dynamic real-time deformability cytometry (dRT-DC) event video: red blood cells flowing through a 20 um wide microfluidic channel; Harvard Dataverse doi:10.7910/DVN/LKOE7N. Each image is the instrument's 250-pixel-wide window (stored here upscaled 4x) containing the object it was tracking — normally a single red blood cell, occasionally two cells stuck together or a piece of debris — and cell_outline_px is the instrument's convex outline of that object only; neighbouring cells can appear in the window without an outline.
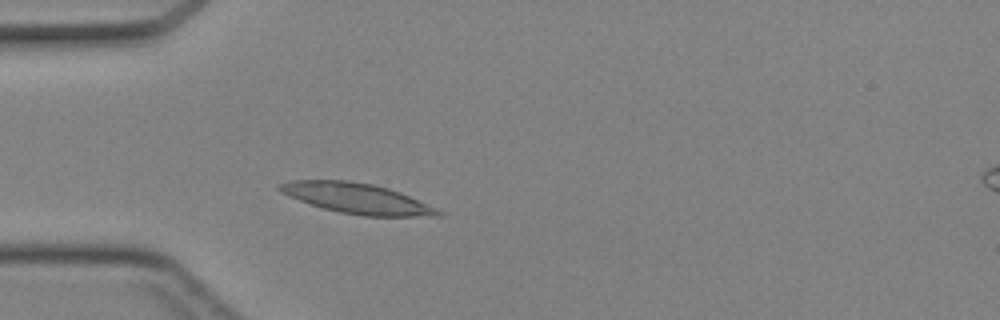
{"species": "Egyptian fruit bat (a non-hibernating species)", "species_latin": "Rousettus aegyptiacus", "temperature_condition": "cold", "stored_images_in_passage": 28, "camera_frame_rate_fps": 3000, "um_per_image_px": 0.085, "animal": {"sex": "female"}, "frame": {"image": 1, "passage_image": 1, "time_ms": 0.0, "image_size_px": [1000, 320], "cell_outline_px": [[444, 216], [364, 216], [340, 212], [324, 208], [300, 200], [280, 192], [276, 188], [276, 184], [292, 180], [348, 180], [372, 184], [388, 188], [400, 192], [444, 212]], "centroid_in_image_um": [30.32, 16.85], "position_along_channel_um": 54.7, "area_um2": 27.8}}
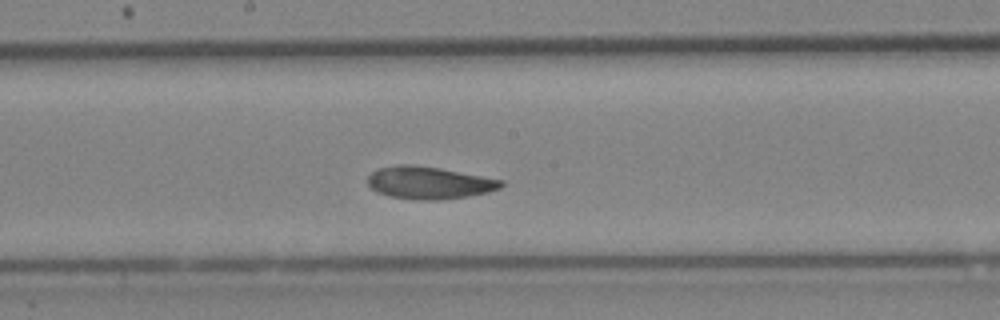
{"frame": {"image": 2, "passage_image": 12, "time_ms": 3.667, "image_size_px": [1000, 320], "cell_outline_px": [[504, 184], [500, 188], [488, 192], [468, 196], [440, 200], [420, 200], [388, 196], [376, 192], [368, 184], [368, 176], [376, 168], [396, 164], [412, 164], [440, 168], [504, 180]], "centroid_in_image_um": [36.45, 15.52], "position_along_channel_um": 211.8, "area_um2": 25.37}}
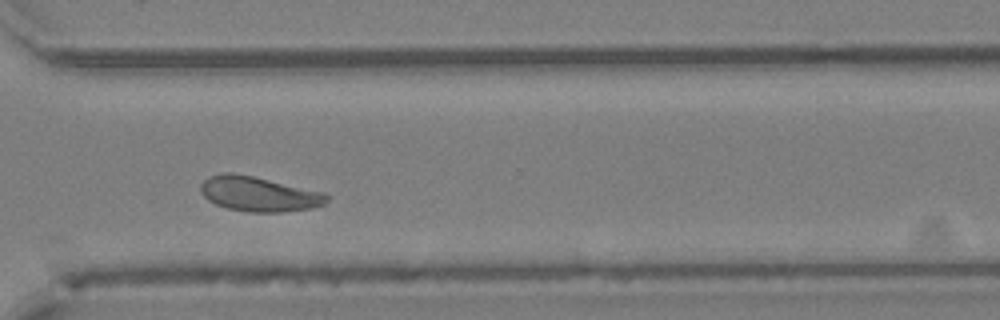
{"frame": {"image": 3, "passage_image": 21, "time_ms": 6.667, "image_size_px": [1000, 320], "cell_outline_px": [[328, 200], [324, 204], [312, 208], [280, 212], [248, 212], [228, 208], [216, 204], [208, 200], [200, 192], [200, 184], [208, 176], [224, 172], [232, 172], [252, 176], [324, 192], [328, 196]], "centroid_in_image_um": [21.97, 16.48], "position_along_channel_um": 348.6, "area_um2": 25.55}}